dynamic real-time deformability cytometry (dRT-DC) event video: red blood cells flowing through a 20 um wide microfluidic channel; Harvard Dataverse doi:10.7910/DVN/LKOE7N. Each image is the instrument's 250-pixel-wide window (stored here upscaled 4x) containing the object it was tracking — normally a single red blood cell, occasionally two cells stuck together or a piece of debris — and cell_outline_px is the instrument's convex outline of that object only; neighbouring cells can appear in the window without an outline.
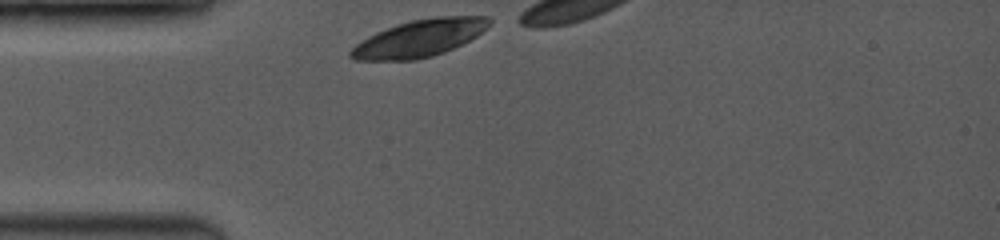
{"species": "common noctule bat (a hibernating species)", "species_latin": "Nyctalus noctula", "temperature_condition": "room temperature", "stored_images_in_passage": 3, "camera_frame_rate_fps": 3500, "um_per_image_px": 0.085, "animal": {"sex": "female", "body_mass_g": 19.0, "forearm_length_mm": 53.3}, "frame": {"image": 1, "passage_image": 1, "time_ms": 0.0, "image_size_px": [1000, 240], "cell_outline_px": [[492, 24], [488, 28], [476, 36], [444, 52], [432, 56], [416, 60], [356, 60], [348, 56], [348, 52], [356, 44], [368, 36], [376, 32], [396, 24], [412, 20], [432, 16], [488, 16], [492, 20]], "centroid_in_image_um": [35.66, 3.24], "position_along_channel_um": 49.3, "area_um2": 30.06}}